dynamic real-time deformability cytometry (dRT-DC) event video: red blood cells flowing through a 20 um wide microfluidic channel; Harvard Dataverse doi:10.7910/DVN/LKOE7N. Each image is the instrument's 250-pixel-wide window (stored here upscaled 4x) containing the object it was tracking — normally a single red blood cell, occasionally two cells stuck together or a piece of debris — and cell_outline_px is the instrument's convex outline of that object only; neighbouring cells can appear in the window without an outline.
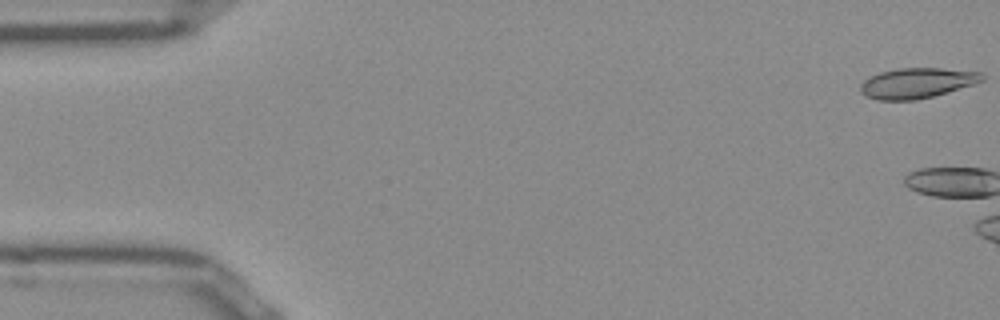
{"species": "Egyptian fruit bat (a non-hibernating species)", "species_latin": "Rousettus aegyptiacus", "temperature_condition": "room temperature", "stored_images_in_passage": 3, "camera_frame_rate_fps": 3000, "um_per_image_px": 0.085, "frame": {"image": 1, "passage_image": 1, "time_ms": 0.0, "image_size_px": [1000, 320], "cell_outline_px": [[984, 80], [972, 84], [932, 96], [916, 100], [876, 100], [864, 96], [860, 92], [860, 84], [868, 76], [880, 72], [900, 68], [940, 68], [980, 72], [984, 76]], "centroid_in_image_um": [77.86, 7.06], "position_along_channel_um": 7.1, "area_um2": 21.39}}